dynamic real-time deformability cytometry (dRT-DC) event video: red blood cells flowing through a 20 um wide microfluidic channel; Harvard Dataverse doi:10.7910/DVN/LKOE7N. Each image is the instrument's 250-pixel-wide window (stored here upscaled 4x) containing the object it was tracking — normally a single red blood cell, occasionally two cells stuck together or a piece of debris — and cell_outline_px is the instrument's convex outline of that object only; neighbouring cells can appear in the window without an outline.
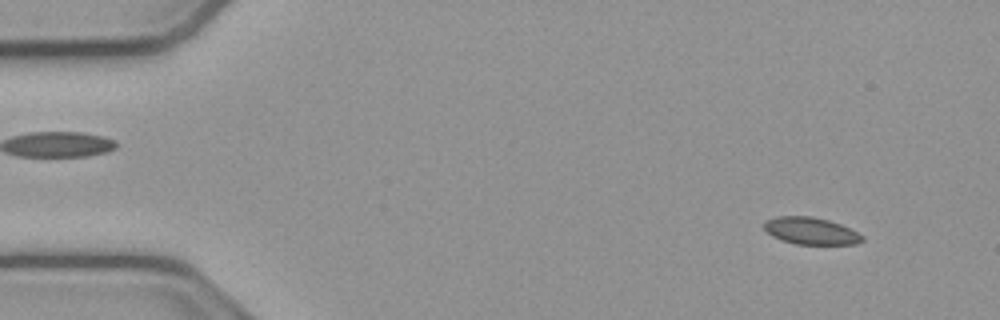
{"species": "common noctule bat (a hibernating species)", "species_latin": "Nyctalus noctula", "temperature_condition": "cold", "stored_images_in_passage": 53, "camera_frame_rate_fps": 3000, "um_per_image_px": 0.085, "animal": {"sex": "male", "body_mass_g": 23.1, "forearm_length_mm": 52.7}, "frame": {"image": 1, "passage_image": 4, "time_ms": 1.0, "image_size_px": [1000, 320], "cell_outline_px": [[864, 240], [856, 244], [796, 244], [780, 240], [772, 236], [764, 228], [764, 220], [776, 216], [812, 216], [828, 220], [840, 224], [864, 236]], "centroid_in_image_um": [68.89, 19.62], "position_along_channel_um": 16.1, "area_um2": 15.49}}
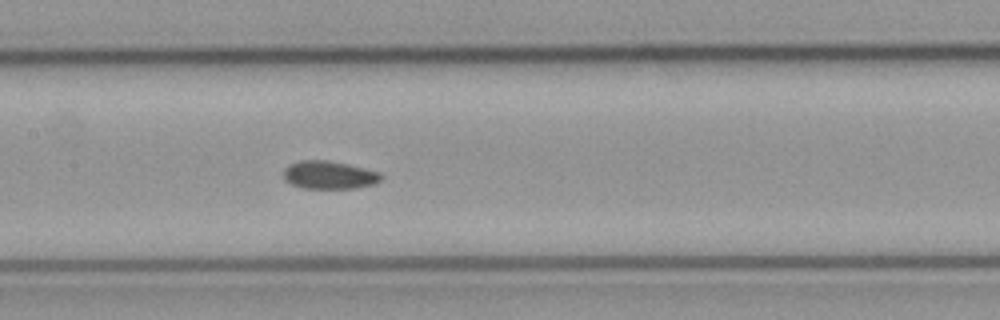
{"frame": {"image": 2, "passage_image": 25, "time_ms": 8.0, "image_size_px": [1000, 320], "cell_outline_px": [[384, 176], [376, 184], [356, 188], [304, 188], [292, 184], [284, 180], [284, 168], [288, 164], [300, 160], [328, 160], [348, 164], [380, 172]], "centroid_in_image_um": [27.99, 14.87], "position_along_channel_um": 179.4, "area_um2": 16.07}}
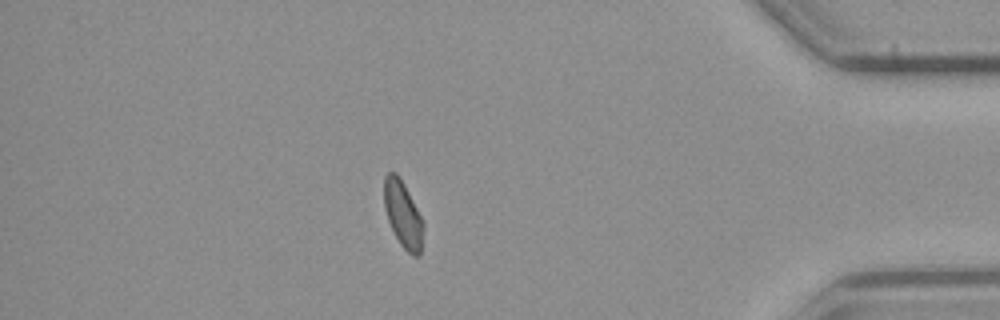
{"frame": {"image": 3, "passage_image": 46, "time_ms": 15.0, "image_size_px": [1000, 320], "cell_outline_px": [[424, 228], [420, 256], [412, 256], [400, 244], [388, 220], [384, 208], [384, 176], [388, 172], [396, 172], [400, 176], [424, 224]], "centroid_in_image_um": [34.25, 18.22], "position_along_channel_um": 401.0, "area_um2": 15.09}, "authors_computed_cell_mechanics": {"area_um2": 15.606, "velocity_mm_per_s": 3.7898, "shape_relaxation_time_tau1_ms": null, "shape_relaxation_time_tau2_ms": 5.3921, "deformation_change_tau1": null, "deformation_change_tau2": 0.0955}}